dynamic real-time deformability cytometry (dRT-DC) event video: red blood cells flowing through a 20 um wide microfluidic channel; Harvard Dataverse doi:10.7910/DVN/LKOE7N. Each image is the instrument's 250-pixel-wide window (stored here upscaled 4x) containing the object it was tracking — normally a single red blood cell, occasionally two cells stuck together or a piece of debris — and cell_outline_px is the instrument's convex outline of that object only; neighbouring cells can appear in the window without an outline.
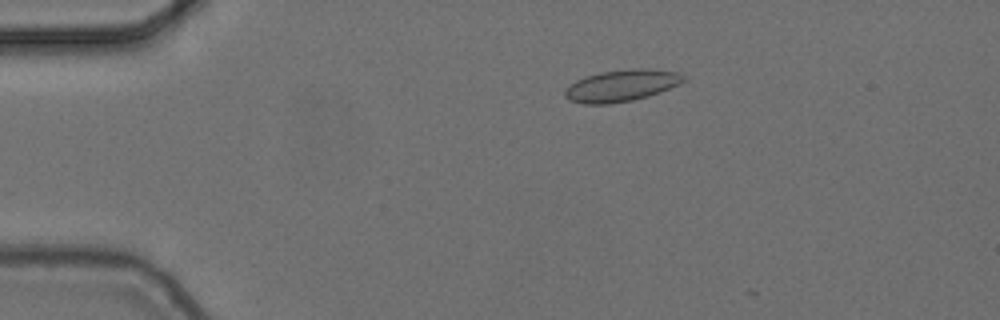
{"species": "common noctule bat (a hibernating species)", "species_latin": "Nyctalus noctula", "temperature_condition": "cold", "stored_images_in_passage": 4, "camera_frame_rate_fps": 3000, "um_per_image_px": 0.085, "animal": {"sex": "female", "body_mass_g": 24.6, "forearm_length_mm": 56.2}, "frame": {"image": 1, "passage_image": 3, "time_ms": 0.667, "image_size_px": [1000, 320], "cell_outline_px": [[684, 80], [660, 92], [648, 96], [632, 100], [608, 104], [584, 104], [572, 100], [564, 96], [564, 92], [576, 80], [584, 76], [600, 72], [636, 68], [648, 68], [676, 72], [684, 76]], "centroid_in_image_um": [52.8, 7.27], "position_along_channel_um": 32.2, "area_um2": 21.56}}